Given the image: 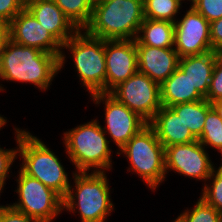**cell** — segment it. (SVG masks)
Segmentation results:
<instances>
[{
	"mask_svg": "<svg viewBox=\"0 0 222 222\" xmlns=\"http://www.w3.org/2000/svg\"><path fill=\"white\" fill-rule=\"evenodd\" d=\"M59 55L47 53L36 48L22 46L11 39L7 42L1 62L0 79L32 83L46 91L59 70ZM0 85V91H3Z\"/></svg>",
	"mask_w": 222,
	"mask_h": 222,
	"instance_id": "6da1fadb",
	"label": "cell"
},
{
	"mask_svg": "<svg viewBox=\"0 0 222 222\" xmlns=\"http://www.w3.org/2000/svg\"><path fill=\"white\" fill-rule=\"evenodd\" d=\"M144 19L143 0H103L84 30L103 40H135Z\"/></svg>",
	"mask_w": 222,
	"mask_h": 222,
	"instance_id": "7a4b0ae2",
	"label": "cell"
},
{
	"mask_svg": "<svg viewBox=\"0 0 222 222\" xmlns=\"http://www.w3.org/2000/svg\"><path fill=\"white\" fill-rule=\"evenodd\" d=\"M14 130L18 156L23 160L20 169L64 198L71 182L59 158L37 136L25 129Z\"/></svg>",
	"mask_w": 222,
	"mask_h": 222,
	"instance_id": "3957f363",
	"label": "cell"
},
{
	"mask_svg": "<svg viewBox=\"0 0 222 222\" xmlns=\"http://www.w3.org/2000/svg\"><path fill=\"white\" fill-rule=\"evenodd\" d=\"M75 188L69 186L63 210L76 213L81 222H105L114 209L106 172H74Z\"/></svg>",
	"mask_w": 222,
	"mask_h": 222,
	"instance_id": "277c9868",
	"label": "cell"
},
{
	"mask_svg": "<svg viewBox=\"0 0 222 222\" xmlns=\"http://www.w3.org/2000/svg\"><path fill=\"white\" fill-rule=\"evenodd\" d=\"M64 145L75 172H106L112 168L110 140L99 121L93 119L64 132ZM106 170V171H105Z\"/></svg>",
	"mask_w": 222,
	"mask_h": 222,
	"instance_id": "5b68a950",
	"label": "cell"
},
{
	"mask_svg": "<svg viewBox=\"0 0 222 222\" xmlns=\"http://www.w3.org/2000/svg\"><path fill=\"white\" fill-rule=\"evenodd\" d=\"M122 153L129 160L128 171L137 173L152 191L166 179L165 148L149 124L117 152Z\"/></svg>",
	"mask_w": 222,
	"mask_h": 222,
	"instance_id": "8992f818",
	"label": "cell"
},
{
	"mask_svg": "<svg viewBox=\"0 0 222 222\" xmlns=\"http://www.w3.org/2000/svg\"><path fill=\"white\" fill-rule=\"evenodd\" d=\"M61 49L70 51L79 80L90 95L106 93L105 40L81 29Z\"/></svg>",
	"mask_w": 222,
	"mask_h": 222,
	"instance_id": "52a82bcc",
	"label": "cell"
},
{
	"mask_svg": "<svg viewBox=\"0 0 222 222\" xmlns=\"http://www.w3.org/2000/svg\"><path fill=\"white\" fill-rule=\"evenodd\" d=\"M17 180L18 201L9 204L13 209L29 217L52 222L63 211V198L38 179L32 178L19 169Z\"/></svg>",
	"mask_w": 222,
	"mask_h": 222,
	"instance_id": "ba28073f",
	"label": "cell"
},
{
	"mask_svg": "<svg viewBox=\"0 0 222 222\" xmlns=\"http://www.w3.org/2000/svg\"><path fill=\"white\" fill-rule=\"evenodd\" d=\"M109 94L149 123L161 108L160 85L137 71Z\"/></svg>",
	"mask_w": 222,
	"mask_h": 222,
	"instance_id": "9c48e42d",
	"label": "cell"
},
{
	"mask_svg": "<svg viewBox=\"0 0 222 222\" xmlns=\"http://www.w3.org/2000/svg\"><path fill=\"white\" fill-rule=\"evenodd\" d=\"M95 104H105V122L103 131L110 135L119 150L148 123L126 105L117 101L109 93L91 95Z\"/></svg>",
	"mask_w": 222,
	"mask_h": 222,
	"instance_id": "30bf717a",
	"label": "cell"
},
{
	"mask_svg": "<svg viewBox=\"0 0 222 222\" xmlns=\"http://www.w3.org/2000/svg\"><path fill=\"white\" fill-rule=\"evenodd\" d=\"M174 50L179 58L213 51L210 22L192 6L181 20L174 23Z\"/></svg>",
	"mask_w": 222,
	"mask_h": 222,
	"instance_id": "8fae6325",
	"label": "cell"
},
{
	"mask_svg": "<svg viewBox=\"0 0 222 222\" xmlns=\"http://www.w3.org/2000/svg\"><path fill=\"white\" fill-rule=\"evenodd\" d=\"M205 147L198 141L174 144L165 148V170L174 171L186 177L204 180L210 177L215 166Z\"/></svg>",
	"mask_w": 222,
	"mask_h": 222,
	"instance_id": "7c38bea8",
	"label": "cell"
},
{
	"mask_svg": "<svg viewBox=\"0 0 222 222\" xmlns=\"http://www.w3.org/2000/svg\"><path fill=\"white\" fill-rule=\"evenodd\" d=\"M10 39L19 45L59 55V70L65 64L66 55L62 45L45 29L26 8L8 24Z\"/></svg>",
	"mask_w": 222,
	"mask_h": 222,
	"instance_id": "4fadbf2b",
	"label": "cell"
},
{
	"mask_svg": "<svg viewBox=\"0 0 222 222\" xmlns=\"http://www.w3.org/2000/svg\"><path fill=\"white\" fill-rule=\"evenodd\" d=\"M106 93L138 71L135 40H105Z\"/></svg>",
	"mask_w": 222,
	"mask_h": 222,
	"instance_id": "5bb4252c",
	"label": "cell"
},
{
	"mask_svg": "<svg viewBox=\"0 0 222 222\" xmlns=\"http://www.w3.org/2000/svg\"><path fill=\"white\" fill-rule=\"evenodd\" d=\"M138 71L161 85L179 65V55L174 48H158L142 45L137 39Z\"/></svg>",
	"mask_w": 222,
	"mask_h": 222,
	"instance_id": "9a60e30c",
	"label": "cell"
},
{
	"mask_svg": "<svg viewBox=\"0 0 222 222\" xmlns=\"http://www.w3.org/2000/svg\"><path fill=\"white\" fill-rule=\"evenodd\" d=\"M25 8L61 45L79 30L53 0H26Z\"/></svg>",
	"mask_w": 222,
	"mask_h": 222,
	"instance_id": "2e32d148",
	"label": "cell"
},
{
	"mask_svg": "<svg viewBox=\"0 0 222 222\" xmlns=\"http://www.w3.org/2000/svg\"><path fill=\"white\" fill-rule=\"evenodd\" d=\"M148 124L154 129L164 148L198 140L170 107L161 106Z\"/></svg>",
	"mask_w": 222,
	"mask_h": 222,
	"instance_id": "e0dca14e",
	"label": "cell"
},
{
	"mask_svg": "<svg viewBox=\"0 0 222 222\" xmlns=\"http://www.w3.org/2000/svg\"><path fill=\"white\" fill-rule=\"evenodd\" d=\"M220 53L209 51L200 55L187 56L179 59L178 67L187 75L192 86L205 98L214 65Z\"/></svg>",
	"mask_w": 222,
	"mask_h": 222,
	"instance_id": "ac0fdd59",
	"label": "cell"
},
{
	"mask_svg": "<svg viewBox=\"0 0 222 222\" xmlns=\"http://www.w3.org/2000/svg\"><path fill=\"white\" fill-rule=\"evenodd\" d=\"M160 93L165 107L205 99L179 67L160 85Z\"/></svg>",
	"mask_w": 222,
	"mask_h": 222,
	"instance_id": "d6986e66",
	"label": "cell"
},
{
	"mask_svg": "<svg viewBox=\"0 0 222 222\" xmlns=\"http://www.w3.org/2000/svg\"><path fill=\"white\" fill-rule=\"evenodd\" d=\"M136 39L150 47L174 48V23L144 19Z\"/></svg>",
	"mask_w": 222,
	"mask_h": 222,
	"instance_id": "ffe728a7",
	"label": "cell"
},
{
	"mask_svg": "<svg viewBox=\"0 0 222 222\" xmlns=\"http://www.w3.org/2000/svg\"><path fill=\"white\" fill-rule=\"evenodd\" d=\"M170 108L182 119L191 133L199 139L202 135L207 112L212 108V104L203 99L196 102L173 105Z\"/></svg>",
	"mask_w": 222,
	"mask_h": 222,
	"instance_id": "44dd1931",
	"label": "cell"
},
{
	"mask_svg": "<svg viewBox=\"0 0 222 222\" xmlns=\"http://www.w3.org/2000/svg\"><path fill=\"white\" fill-rule=\"evenodd\" d=\"M53 1L79 30H83L90 23L94 7L93 0Z\"/></svg>",
	"mask_w": 222,
	"mask_h": 222,
	"instance_id": "7402d4cb",
	"label": "cell"
},
{
	"mask_svg": "<svg viewBox=\"0 0 222 222\" xmlns=\"http://www.w3.org/2000/svg\"><path fill=\"white\" fill-rule=\"evenodd\" d=\"M184 0H143L144 18L175 23Z\"/></svg>",
	"mask_w": 222,
	"mask_h": 222,
	"instance_id": "603a6c76",
	"label": "cell"
},
{
	"mask_svg": "<svg viewBox=\"0 0 222 222\" xmlns=\"http://www.w3.org/2000/svg\"><path fill=\"white\" fill-rule=\"evenodd\" d=\"M198 141L205 148L212 147L222 155V119L213 107L207 112L202 135Z\"/></svg>",
	"mask_w": 222,
	"mask_h": 222,
	"instance_id": "cb8c5ba5",
	"label": "cell"
},
{
	"mask_svg": "<svg viewBox=\"0 0 222 222\" xmlns=\"http://www.w3.org/2000/svg\"><path fill=\"white\" fill-rule=\"evenodd\" d=\"M194 206L191 210L187 208L177 219L180 222H222V214L202 198Z\"/></svg>",
	"mask_w": 222,
	"mask_h": 222,
	"instance_id": "d4e9b609",
	"label": "cell"
},
{
	"mask_svg": "<svg viewBox=\"0 0 222 222\" xmlns=\"http://www.w3.org/2000/svg\"><path fill=\"white\" fill-rule=\"evenodd\" d=\"M213 180L209 185L204 184L202 189V198L207 204L213 206L222 214V165L213 169L208 180ZM211 185V186H210Z\"/></svg>",
	"mask_w": 222,
	"mask_h": 222,
	"instance_id": "484cf974",
	"label": "cell"
},
{
	"mask_svg": "<svg viewBox=\"0 0 222 222\" xmlns=\"http://www.w3.org/2000/svg\"><path fill=\"white\" fill-rule=\"evenodd\" d=\"M191 6L210 23L222 18V0H192Z\"/></svg>",
	"mask_w": 222,
	"mask_h": 222,
	"instance_id": "4316f807",
	"label": "cell"
},
{
	"mask_svg": "<svg viewBox=\"0 0 222 222\" xmlns=\"http://www.w3.org/2000/svg\"><path fill=\"white\" fill-rule=\"evenodd\" d=\"M205 99L210 103L222 99V54L216 59Z\"/></svg>",
	"mask_w": 222,
	"mask_h": 222,
	"instance_id": "83f0119b",
	"label": "cell"
},
{
	"mask_svg": "<svg viewBox=\"0 0 222 222\" xmlns=\"http://www.w3.org/2000/svg\"><path fill=\"white\" fill-rule=\"evenodd\" d=\"M26 6V0H0V21L9 24Z\"/></svg>",
	"mask_w": 222,
	"mask_h": 222,
	"instance_id": "f1b7e54d",
	"label": "cell"
},
{
	"mask_svg": "<svg viewBox=\"0 0 222 222\" xmlns=\"http://www.w3.org/2000/svg\"><path fill=\"white\" fill-rule=\"evenodd\" d=\"M18 149H3L0 147V185L5 187V181L9 177L10 167L17 159Z\"/></svg>",
	"mask_w": 222,
	"mask_h": 222,
	"instance_id": "f546056e",
	"label": "cell"
},
{
	"mask_svg": "<svg viewBox=\"0 0 222 222\" xmlns=\"http://www.w3.org/2000/svg\"><path fill=\"white\" fill-rule=\"evenodd\" d=\"M0 222H42L39 219L29 217L25 213L13 209L8 204L0 205Z\"/></svg>",
	"mask_w": 222,
	"mask_h": 222,
	"instance_id": "4dcf8cb0",
	"label": "cell"
},
{
	"mask_svg": "<svg viewBox=\"0 0 222 222\" xmlns=\"http://www.w3.org/2000/svg\"><path fill=\"white\" fill-rule=\"evenodd\" d=\"M212 50L222 54V18L210 23Z\"/></svg>",
	"mask_w": 222,
	"mask_h": 222,
	"instance_id": "1f68e13d",
	"label": "cell"
},
{
	"mask_svg": "<svg viewBox=\"0 0 222 222\" xmlns=\"http://www.w3.org/2000/svg\"><path fill=\"white\" fill-rule=\"evenodd\" d=\"M10 40L8 24L0 21V62L7 42Z\"/></svg>",
	"mask_w": 222,
	"mask_h": 222,
	"instance_id": "d6a6232c",
	"label": "cell"
},
{
	"mask_svg": "<svg viewBox=\"0 0 222 222\" xmlns=\"http://www.w3.org/2000/svg\"><path fill=\"white\" fill-rule=\"evenodd\" d=\"M211 104H212V107L215 109V111L218 113V115L222 119V99L214 101Z\"/></svg>",
	"mask_w": 222,
	"mask_h": 222,
	"instance_id": "836d02e7",
	"label": "cell"
},
{
	"mask_svg": "<svg viewBox=\"0 0 222 222\" xmlns=\"http://www.w3.org/2000/svg\"><path fill=\"white\" fill-rule=\"evenodd\" d=\"M5 118L6 117H2V115H0V130L7 123V119H5Z\"/></svg>",
	"mask_w": 222,
	"mask_h": 222,
	"instance_id": "e575fe53",
	"label": "cell"
},
{
	"mask_svg": "<svg viewBox=\"0 0 222 222\" xmlns=\"http://www.w3.org/2000/svg\"><path fill=\"white\" fill-rule=\"evenodd\" d=\"M103 0H93L94 4L102 2Z\"/></svg>",
	"mask_w": 222,
	"mask_h": 222,
	"instance_id": "d590c367",
	"label": "cell"
},
{
	"mask_svg": "<svg viewBox=\"0 0 222 222\" xmlns=\"http://www.w3.org/2000/svg\"><path fill=\"white\" fill-rule=\"evenodd\" d=\"M3 187L0 185V193H2ZM1 195V194H0Z\"/></svg>",
	"mask_w": 222,
	"mask_h": 222,
	"instance_id": "8d00e7d4",
	"label": "cell"
},
{
	"mask_svg": "<svg viewBox=\"0 0 222 222\" xmlns=\"http://www.w3.org/2000/svg\"><path fill=\"white\" fill-rule=\"evenodd\" d=\"M172 222H180L177 218L174 220V221H172Z\"/></svg>",
	"mask_w": 222,
	"mask_h": 222,
	"instance_id": "74e56055",
	"label": "cell"
}]
</instances>
